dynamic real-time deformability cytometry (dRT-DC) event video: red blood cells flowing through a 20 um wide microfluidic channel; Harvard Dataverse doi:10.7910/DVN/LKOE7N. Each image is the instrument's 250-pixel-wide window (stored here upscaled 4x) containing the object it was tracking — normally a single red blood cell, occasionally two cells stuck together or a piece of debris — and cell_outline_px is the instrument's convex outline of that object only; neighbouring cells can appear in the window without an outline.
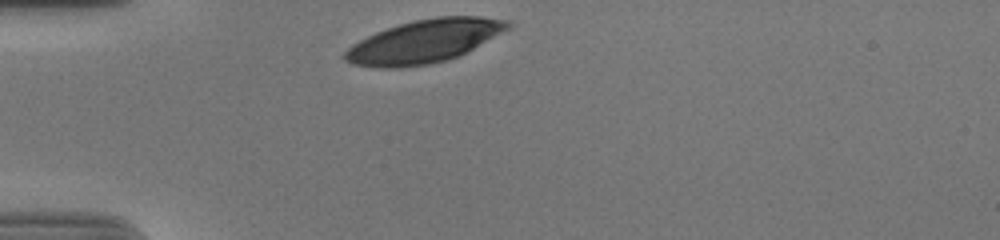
{"species": "human", "species_latin": "Homo sapiens", "temperature_condition": "cold", "stored_images_in_passage": 31, "camera_frame_rate_fps": 3000, "um_per_image_px": 0.085, "donor": {"sex": "male"}, "frame": {"image": 1, "passage_image": 1, "time_ms": 0.0, "image_size_px": [1000, 240], "cell_outline_px": [[512, 24], [508, 28], [460, 56], [448, 60], [428, 64], [396, 68], [380, 68], [352, 64], [344, 60], [344, 52], [352, 44], [376, 32], [400, 24], [416, 20], [436, 16], [480, 16], [512, 20]], "centroid_in_image_um": [36.06, 3.51], "position_along_channel_um": 48.9, "area_um2": 40.75}}
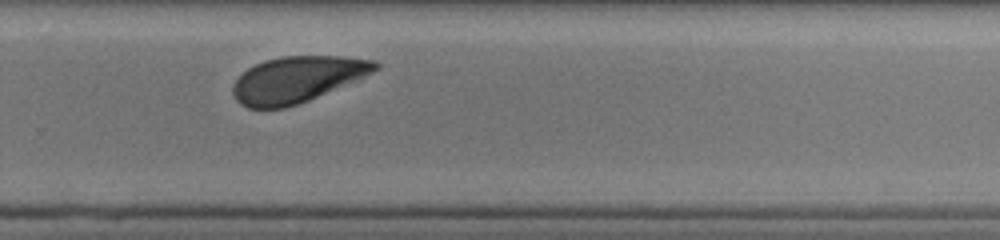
{"frame": {"image": 2, "passage_image": 24, "time_ms": 7.667, "image_size_px": [1000, 240], "cell_outline_px": [[380, 68], [364, 76], [308, 100], [284, 108], [248, 108], [240, 104], [236, 100], [232, 92], [232, 84], [248, 68], [264, 60], [284, 56], [344, 56], [376, 60], [380, 64]], "centroid_in_image_um": [25.24, 6.74], "position_along_channel_um": 304.6, "area_um2": 37.86}}
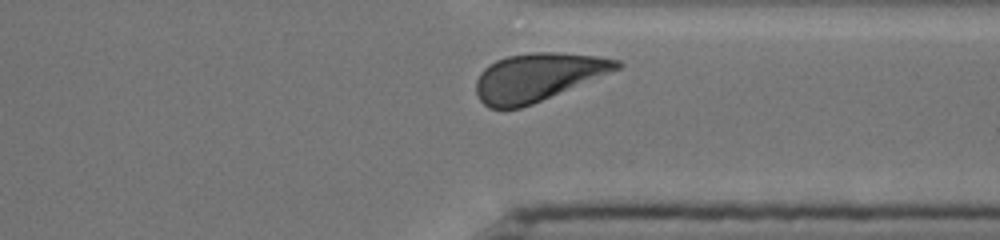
{"frame": {"image": 3, "passage_image": 29, "time_ms": 9.333, "image_size_px": [1000, 240], "cell_outline_px": [[624, 64], [620, 68], [532, 104], [520, 108], [488, 108], [480, 100], [476, 92], [476, 80], [480, 72], [488, 64], [496, 60], [508, 56], [532, 52], [556, 52], [596, 56], [620, 60]], "centroid_in_image_um": [45.67, 6.54], "position_along_channel_um": 365.7, "area_um2": 38.96}, "authors_computed_cell_mechanics": {"area_um2": 40.6334, "velocity_mm_per_s": 3.6261, "shape_relaxation_time_tau1_ms": 2.7483, "shape_relaxation_time_tau2_ms": null, "deformation_change_tau1": 0.137, "deformation_change_tau2": null}}